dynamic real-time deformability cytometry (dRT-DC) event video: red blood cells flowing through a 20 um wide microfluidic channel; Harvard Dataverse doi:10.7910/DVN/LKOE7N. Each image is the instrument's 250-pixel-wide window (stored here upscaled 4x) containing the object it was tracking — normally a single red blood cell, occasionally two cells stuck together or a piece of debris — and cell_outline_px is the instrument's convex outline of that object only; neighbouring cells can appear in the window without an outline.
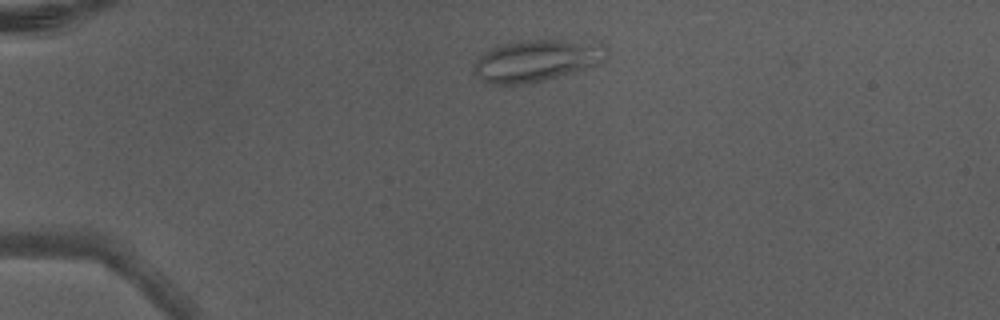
{"species": "Egyptian fruit bat (a non-hibernating species)", "species_latin": "Rousettus aegyptiacus", "temperature_condition": "warm", "stored_images_in_passage": 3, "camera_frame_rate_fps": 3000, "um_per_image_px": 0.085, "animal": {"sex": "male"}, "frame": {"image": 1, "passage_image": 2, "time_ms": 0.333, "image_size_px": [1000, 320], "cell_outline_px": [[608, 56], [596, 64], [572, 72], [544, 80], [524, 84], [484, 84], [472, 72], [472, 68], [476, 60], [484, 52], [500, 44], [516, 40], [564, 40], [604, 44], [608, 52]], "centroid_in_image_um": [45.53, 5.15], "position_along_channel_um": 39.5, "area_um2": 32.37}}